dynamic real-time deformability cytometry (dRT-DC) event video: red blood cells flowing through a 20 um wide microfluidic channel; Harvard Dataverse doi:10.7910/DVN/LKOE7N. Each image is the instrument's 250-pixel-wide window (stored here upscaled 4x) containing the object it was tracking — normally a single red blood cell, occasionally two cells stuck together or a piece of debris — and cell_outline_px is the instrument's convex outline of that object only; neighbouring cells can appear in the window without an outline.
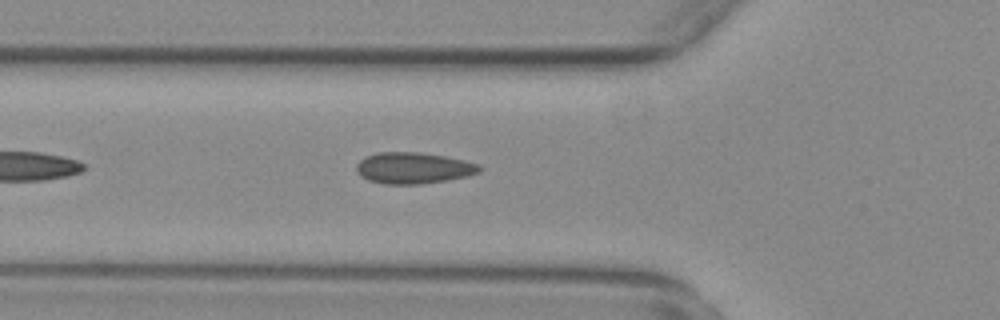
{"species": "common noctule bat (a hibernating species)", "species_latin": "Nyctalus noctula", "temperature_condition": "warm", "stored_images_in_passage": 39, "camera_frame_rate_fps": 3000, "um_per_image_px": 0.085, "animal": {"sex": "female", "body_mass_g": 29.2, "forearm_length_mm": 56.3}, "frame": {"image": 1, "passage_image": 3, "time_ms": 0.667, "image_size_px": [1000, 320], "cell_outline_px": [[484, 168], [480, 172], [468, 176], [448, 180], [420, 184], [384, 184], [368, 180], [360, 176], [356, 172], [356, 164], [364, 156], [376, 152], [416, 152], [444, 156], [464, 160], [480, 164]], "centroid_in_image_um": [35.14, 14.28], "position_along_channel_um": 90.7, "area_um2": 22.72}}
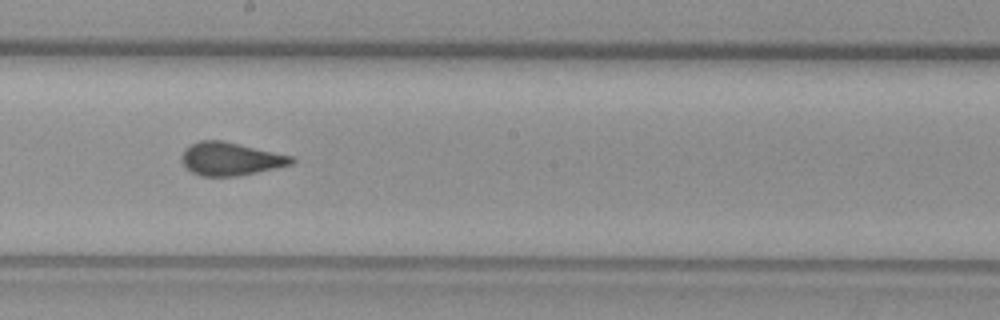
{"frame": {"image": 2, "passage_image": 14, "time_ms": 4.333, "image_size_px": [1000, 320], "cell_outline_px": [[296, 160], [292, 164], [276, 168], [236, 176], [200, 176], [192, 172], [180, 160], [184, 148], [200, 140], [224, 140], [292, 156]], "centroid_in_image_um": [19.58, 13.49], "position_along_channel_um": 228.6, "area_um2": 21.15}}
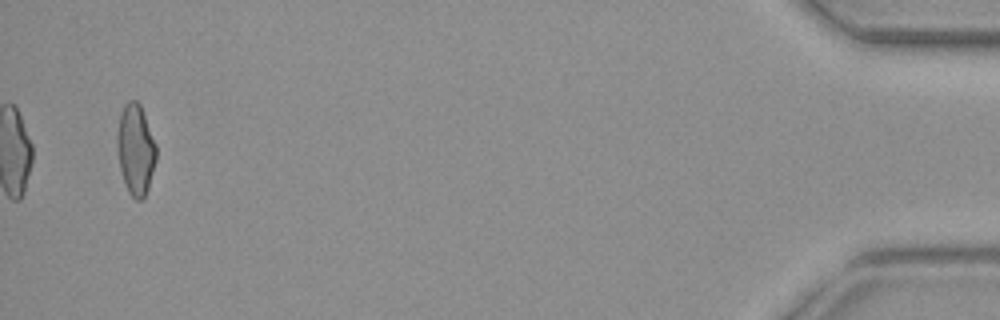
{"frame": {"image": 3, "passage_image": 37, "time_ms": 12.0, "image_size_px": [1000, 320], "cell_outline_px": [[156, 160], [148, 188], [144, 196], [140, 200], [136, 200], [128, 192], [120, 168], [116, 144], [116, 132], [120, 116], [124, 104], [128, 100], [136, 100], [140, 104], [156, 144]], "centroid_in_image_um": [11.51, 12.69], "position_along_channel_um": 423.7, "area_um2": 20.58}, "authors_computed_cell_mechanics": {"area_um2": 21.0392, "velocity_mm_per_s": 3.7516, "shape_relaxation_time_tau1_ms": null, "shape_relaxation_time_tau2_ms": 0.8902, "deformation_change_tau1": null, "deformation_change_tau2": 0.05}}